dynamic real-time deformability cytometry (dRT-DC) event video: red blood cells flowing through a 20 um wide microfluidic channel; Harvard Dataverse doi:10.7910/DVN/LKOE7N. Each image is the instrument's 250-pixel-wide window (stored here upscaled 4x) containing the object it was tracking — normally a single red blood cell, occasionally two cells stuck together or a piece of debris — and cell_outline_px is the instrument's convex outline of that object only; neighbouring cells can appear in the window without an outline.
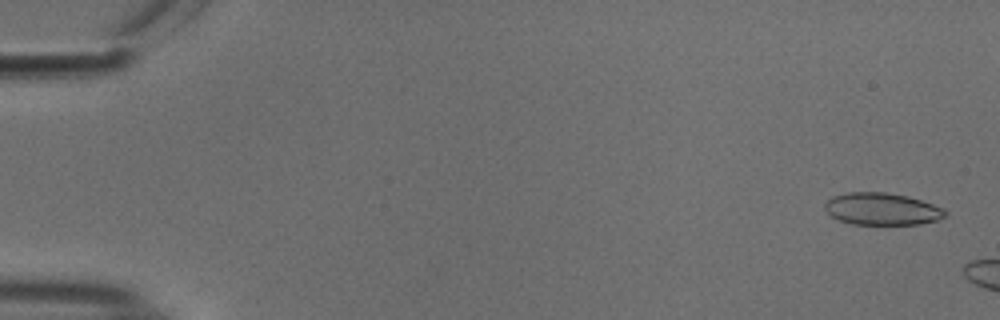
{"species": "common noctule bat (a hibernating species)", "species_latin": "Nyctalus noctula", "temperature_condition": "cold", "stored_images_in_passage": 7, "camera_frame_rate_fps": 3000, "um_per_image_px": 0.085, "animal": {"sex": "male", "body_mass_g": 18.8}, "frame": {"image": 1, "passage_image": 2, "time_ms": 0.333, "image_size_px": [1000, 320], "cell_outline_px": [[948, 216], [936, 220], [920, 224], [852, 224], [840, 220], [832, 216], [824, 208], [824, 204], [832, 196], [848, 192], [884, 192], [908, 196], [944, 208], [948, 212]], "centroid_in_image_um": [74.99, 17.76], "position_along_channel_um": 10.0, "area_um2": 22.54}}